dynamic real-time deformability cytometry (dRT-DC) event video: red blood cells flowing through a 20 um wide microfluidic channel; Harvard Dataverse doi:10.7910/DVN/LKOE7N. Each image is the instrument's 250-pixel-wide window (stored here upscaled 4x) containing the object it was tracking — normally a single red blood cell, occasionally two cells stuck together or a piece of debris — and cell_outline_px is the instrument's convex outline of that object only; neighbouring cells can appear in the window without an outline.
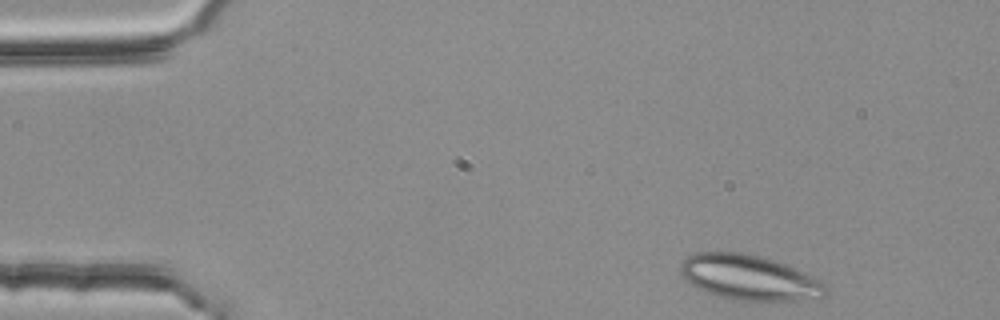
{"species": "common noctule bat (a hibernating species)", "species_latin": "Nyctalus noctula", "temperature_condition": "room temperature", "stored_images_in_passage": 3, "camera_frame_rate_fps": 3000, "um_per_image_px": 0.085, "animal": {"sex": "female", "body_mass_g": 25.1}, "frame": {"image": 1, "passage_image": 1, "time_ms": 0.0, "image_size_px": [1000, 320], "cell_outline_px": [[828, 296], [800, 300], [732, 300], [696, 288], [684, 280], [680, 272], [680, 264], [688, 256], [696, 252], [740, 252], [760, 256], [784, 264], [812, 276], [820, 280], [828, 288]], "centroid_in_image_um": [63.66, 23.59], "position_along_channel_um": 21.3, "area_um2": 38.03}}